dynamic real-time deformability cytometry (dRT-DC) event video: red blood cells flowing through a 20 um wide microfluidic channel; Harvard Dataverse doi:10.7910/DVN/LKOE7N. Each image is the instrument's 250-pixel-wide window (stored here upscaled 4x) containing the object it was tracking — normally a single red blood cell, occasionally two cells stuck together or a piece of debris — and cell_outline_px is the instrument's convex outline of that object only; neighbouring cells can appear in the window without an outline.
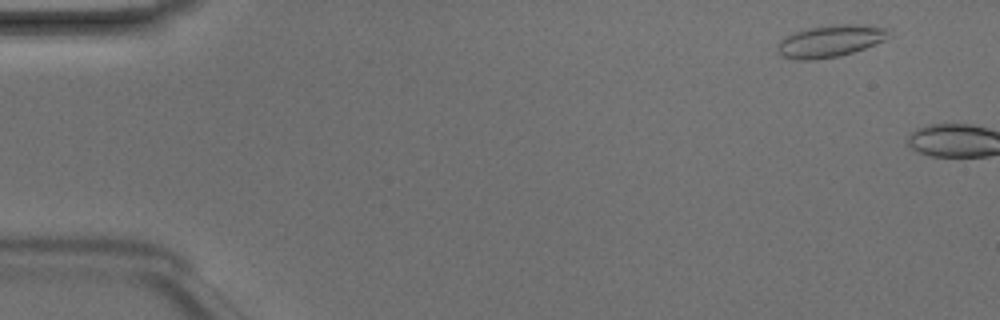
{"species": "Egyptian fruit bat (a non-hibernating species)", "species_latin": "Rousettus aegyptiacus", "temperature_condition": "room temperature", "stored_images_in_passage": 6, "camera_frame_rate_fps": 3000, "um_per_image_px": 0.085, "animal": {"sex": "male"}, "frame": {"image": 1, "passage_image": 4, "time_ms": 1.0, "image_size_px": [1000, 320], "cell_outline_px": [[884, 40], [864, 48], [840, 56], [812, 60], [796, 60], [780, 56], [776, 52], [776, 44], [784, 36], [792, 32], [808, 28], [832, 24], [864, 24], [884, 28]], "centroid_in_image_um": [70.41, 3.5], "position_along_channel_um": 14.6, "area_um2": 20.75}}